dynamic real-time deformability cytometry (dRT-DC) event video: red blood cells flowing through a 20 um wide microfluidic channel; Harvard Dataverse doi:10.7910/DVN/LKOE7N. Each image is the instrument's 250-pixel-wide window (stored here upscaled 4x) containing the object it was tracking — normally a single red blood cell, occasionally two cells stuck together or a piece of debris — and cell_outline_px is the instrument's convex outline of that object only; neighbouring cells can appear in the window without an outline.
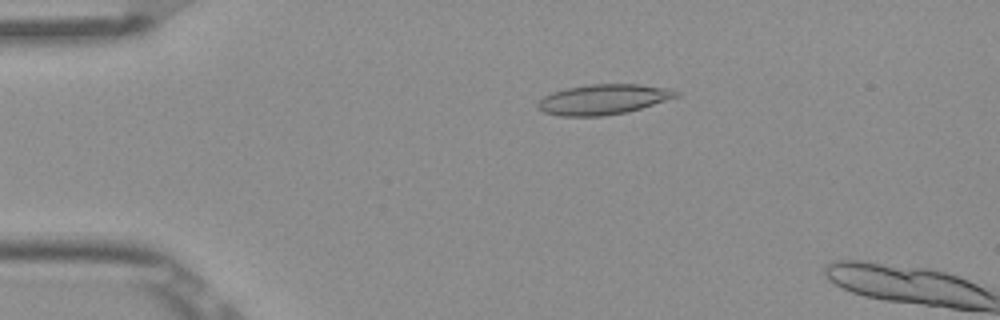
{"species": "Egyptian fruit bat (a non-hibernating species)", "species_latin": "Rousettus aegyptiacus", "temperature_condition": "room temperature", "stored_images_in_passage": 13, "camera_frame_rate_fps": 3000, "um_per_image_px": 0.085, "frame": {"image": 1, "passage_image": 11, "time_ms": 3.333, "image_size_px": [1000, 320], "cell_outline_px": [[680, 96], [640, 108], [624, 112], [604, 116], [560, 116], [544, 112], [536, 104], [544, 96], [552, 92], [568, 88], [588, 84], [640, 84], [668, 88], [680, 92]], "centroid_in_image_um": [51.29, 8.44], "position_along_channel_um": 33.7, "area_um2": 24.16}}